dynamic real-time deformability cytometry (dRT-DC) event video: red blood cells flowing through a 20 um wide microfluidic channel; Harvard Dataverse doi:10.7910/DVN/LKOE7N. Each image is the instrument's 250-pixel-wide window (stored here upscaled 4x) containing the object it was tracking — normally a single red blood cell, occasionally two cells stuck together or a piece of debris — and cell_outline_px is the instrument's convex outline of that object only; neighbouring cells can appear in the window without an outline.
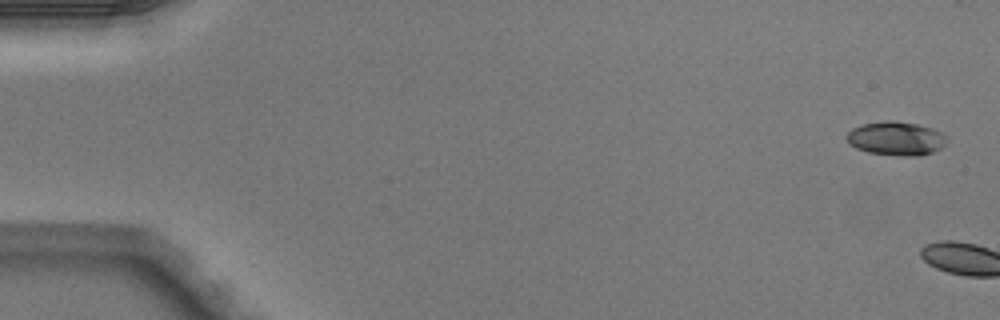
{"species": "Egyptian fruit bat (a non-hibernating species)", "species_latin": "Rousettus aegyptiacus", "temperature_condition": "warm", "stored_images_in_passage": 2, "camera_frame_rate_fps": 3000, "um_per_image_px": 0.085, "animal": {"sex": "male"}, "frame": {"image": 1, "passage_image": 1, "time_ms": 0.0, "image_size_px": [1000, 320], "cell_outline_px": [[948, 140], [940, 148], [932, 152], [920, 156], [904, 156], [868, 152], [856, 148], [848, 144], [844, 136], [852, 128], [864, 124], [888, 120], [892, 120], [916, 124], [932, 128], [948, 136]], "centroid_in_image_um": [76.15, 11.77], "position_along_channel_um": 8.9, "area_um2": 19.77}}